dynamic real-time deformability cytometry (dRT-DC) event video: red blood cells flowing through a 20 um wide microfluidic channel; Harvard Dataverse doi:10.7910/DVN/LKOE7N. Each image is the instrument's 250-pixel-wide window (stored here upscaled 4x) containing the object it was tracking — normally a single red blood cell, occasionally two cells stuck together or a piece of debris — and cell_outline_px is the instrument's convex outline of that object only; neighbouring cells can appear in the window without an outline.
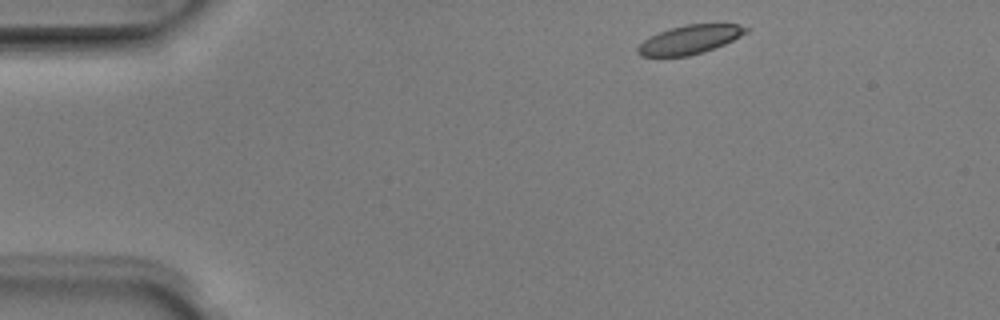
{"species": "Egyptian fruit bat (a non-hibernating species)", "species_latin": "Rousettus aegyptiacus", "temperature_condition": "room temperature", "stored_images_in_passage": 3, "camera_frame_rate_fps": 3000, "um_per_image_px": 0.085, "animal": {"sex": "male"}, "frame": {"image": 1, "passage_image": 1, "time_ms": 0.0, "image_size_px": [1000, 320], "cell_outline_px": [[752, 28], [748, 32], [724, 44], [704, 52], [688, 56], [640, 56], [636, 52], [636, 48], [644, 40], [660, 32], [684, 24], [740, 24]], "centroid_in_image_um": [58.66, 3.36], "position_along_channel_um": 26.3, "area_um2": 18.09}}
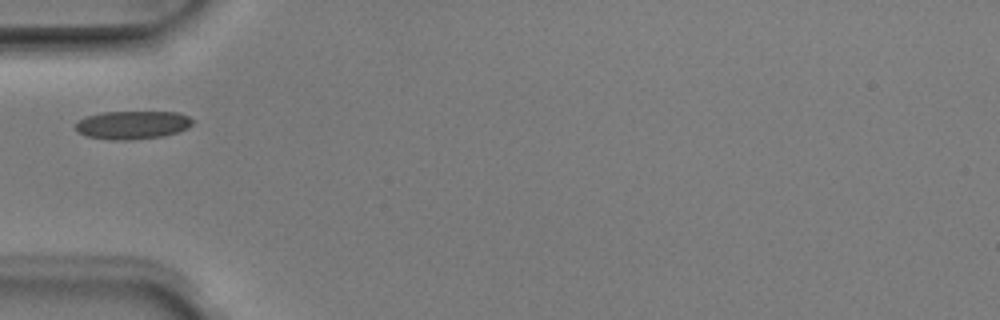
{"frame": {"image": 2, "passage_image": 3, "time_ms": 0.667, "image_size_px": [1000, 320], "cell_outline_px": [[192, 124], [188, 128], [164, 136], [128, 140], [112, 140], [88, 136], [80, 132], [76, 128], [76, 120], [84, 116], [100, 112], [180, 112], [188, 116], [192, 120]], "centroid_in_image_um": [11.25, 10.61], "position_along_channel_um": 73.8, "area_um2": 19.31}}